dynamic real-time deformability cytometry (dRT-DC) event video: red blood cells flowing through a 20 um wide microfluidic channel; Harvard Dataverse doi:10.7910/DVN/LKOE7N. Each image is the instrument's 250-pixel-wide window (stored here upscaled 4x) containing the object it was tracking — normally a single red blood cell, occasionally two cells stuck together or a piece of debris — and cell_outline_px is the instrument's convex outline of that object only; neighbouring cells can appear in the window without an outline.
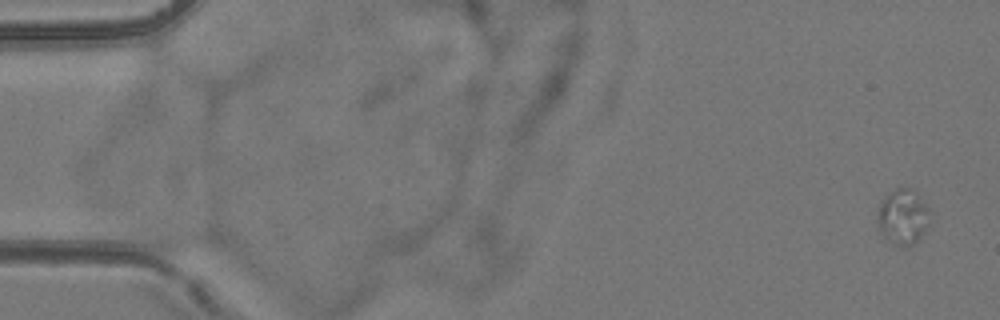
{"species": "common noctule bat (a hibernating species)", "species_latin": "Nyctalus noctula", "temperature_condition": "room temperature", "stored_images_in_passage": 5, "camera_frame_rate_fps": 3000, "um_per_image_px": 0.085, "animal": {"sex": "female", "body_mass_g": 24.6, "forearm_length_mm": 56.2}, "frame": {"image": 1, "passage_image": 1, "time_ms": 0.0, "image_size_px": [1000, 320], "cell_outline_px": [[928, 224], [924, 232], [912, 244], [892, 244], [880, 232], [876, 220], [876, 212], [880, 200], [884, 196], [896, 188], [912, 188], [916, 192], [928, 208]], "centroid_in_image_um": [76.68, 18.38], "position_along_channel_um": 8.3, "area_um2": 16.76}}
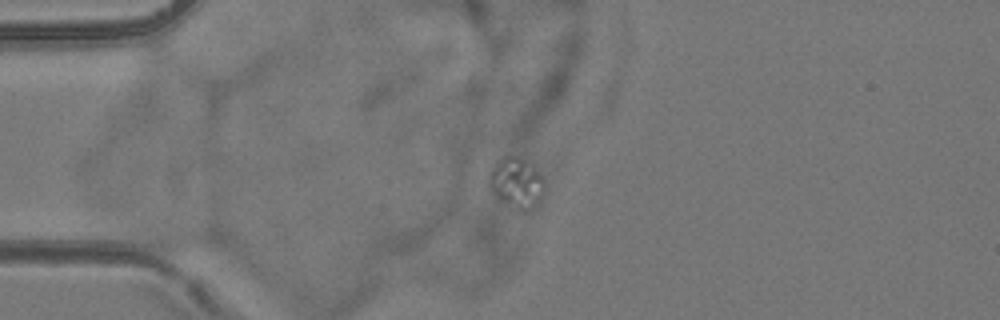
{"frame": {"image": 2, "passage_image": 4, "time_ms": 4.333, "image_size_px": [1000, 320], "cell_outline_px": [[544, 192], [540, 204], [532, 212], [516, 212], [500, 200], [492, 192], [488, 184], [488, 176], [492, 168], [504, 156], [516, 156], [532, 164], [544, 176]], "centroid_in_image_um": [43.95, 15.63], "position_along_channel_um": 41.0, "area_um2": 17.05}}